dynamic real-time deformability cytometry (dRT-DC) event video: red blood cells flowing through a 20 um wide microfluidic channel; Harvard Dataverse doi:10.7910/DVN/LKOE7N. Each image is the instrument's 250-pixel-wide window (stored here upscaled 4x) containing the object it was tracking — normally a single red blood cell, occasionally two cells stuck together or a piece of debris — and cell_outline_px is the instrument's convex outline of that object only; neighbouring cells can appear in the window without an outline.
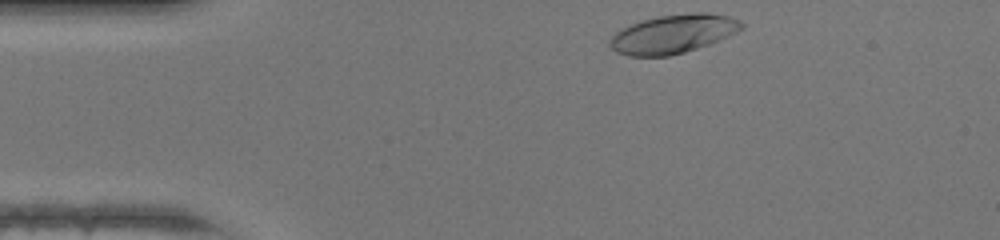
{"species": "human", "species_latin": "Homo sapiens", "temperature_condition": "warm", "stored_images_in_passage": 31, "camera_frame_rate_fps": 3000, "um_per_image_px": 0.085, "donor": {"sex": "female"}, "frame": {"image": 1, "passage_image": 1, "time_ms": 0.0, "image_size_px": [1000, 240], "cell_outline_px": [[744, 28], [728, 36], [708, 44], [684, 52], [668, 56], [628, 56], [616, 52], [608, 44], [608, 40], [616, 32], [640, 20], [660, 16], [692, 12], [708, 12], [728, 16], [740, 20], [744, 24]], "centroid_in_image_um": [57.22, 2.88], "position_along_channel_um": 27.8, "area_um2": 29.65}}
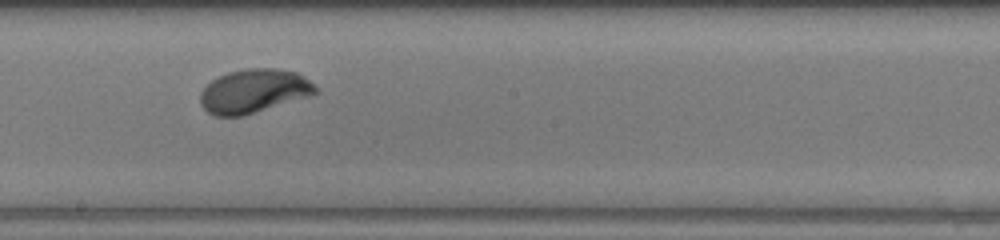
{"frame": {"image": 2, "passage_image": 19, "time_ms": 6.0, "image_size_px": [1000, 240], "cell_outline_px": [[316, 92], [308, 96], [240, 116], [216, 116], [208, 112], [200, 104], [200, 92], [212, 80], [228, 72], [244, 68], [276, 68], [296, 72], [304, 76], [316, 88]], "centroid_in_image_um": [21.53, 7.72], "position_along_channel_um": 226.7, "area_um2": 28.9}}
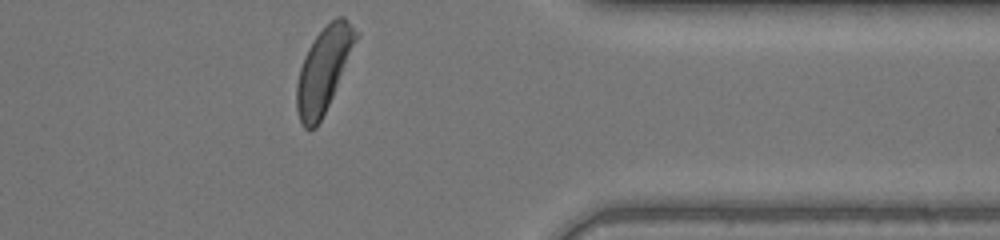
{"frame": {"image": 3, "passage_image": 31, "time_ms": 10.0, "image_size_px": [1000, 240], "cell_outline_px": [[360, 36], [332, 96], [316, 128], [304, 128], [300, 120], [296, 108], [296, 84], [300, 68], [304, 56], [312, 40], [336, 16], [344, 16], [360, 32]], "centroid_in_image_um": [27.53, 5.87], "position_along_channel_um": 383.9, "area_um2": 28.96}, "authors_computed_cell_mechanics": {"area_um2": 29.189, "velocity_mm_per_s": 4.3252, "shape_relaxation_time_tau1_ms": 2.4669, "shape_relaxation_time_tau2_ms": null, "deformation_change_tau1": 0.1918, "deformation_change_tau2": null}}